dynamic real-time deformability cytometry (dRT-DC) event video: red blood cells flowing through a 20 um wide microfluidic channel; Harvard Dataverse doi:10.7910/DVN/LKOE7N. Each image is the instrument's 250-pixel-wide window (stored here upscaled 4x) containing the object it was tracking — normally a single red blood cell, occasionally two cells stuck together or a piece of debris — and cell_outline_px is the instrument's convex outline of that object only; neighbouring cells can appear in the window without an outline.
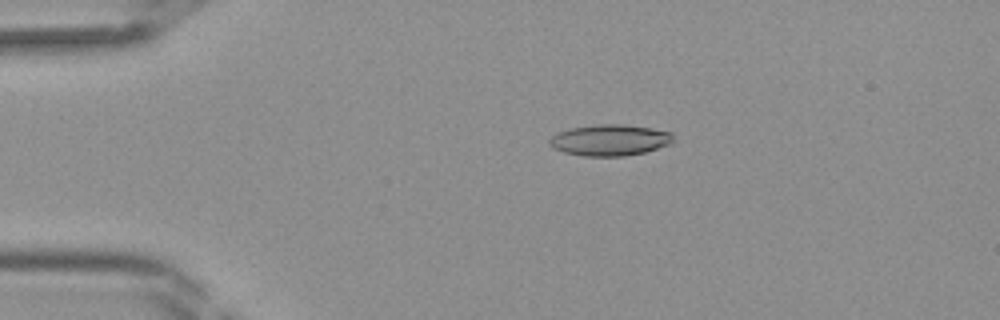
{"species": "Egyptian fruit bat (a non-hibernating species)", "species_latin": "Rousettus aegyptiacus", "temperature_condition": "room temperature", "stored_images_in_passage": 40, "camera_frame_rate_fps": 3000, "um_per_image_px": 0.085, "frame": {"image": 1, "passage_image": 7, "time_ms": 2.0, "image_size_px": [1000, 320], "cell_outline_px": [[672, 144], [644, 152], [624, 156], [584, 156], [564, 152], [552, 148], [548, 144], [548, 140], [556, 132], [572, 128], [596, 124], [624, 124], [652, 128], [672, 132]], "centroid_in_image_um": [51.82, 11.9], "position_along_channel_um": 33.2, "area_um2": 22.66}}
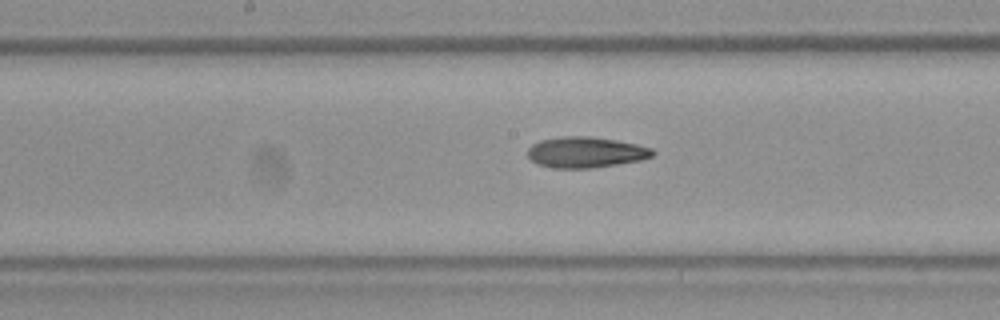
{"frame": {"image": 2, "passage_image": 20, "time_ms": 6.333, "image_size_px": [1000, 320], "cell_outline_px": [[656, 152], [652, 156], [640, 160], [616, 164], [588, 168], [552, 168], [536, 164], [528, 156], [528, 148], [532, 144], [540, 140], [564, 136], [588, 136], [616, 140], [636, 144], [652, 148]], "centroid_in_image_um": [49.76, 12.94], "position_along_channel_um": 198.4, "area_um2": 22.37}}
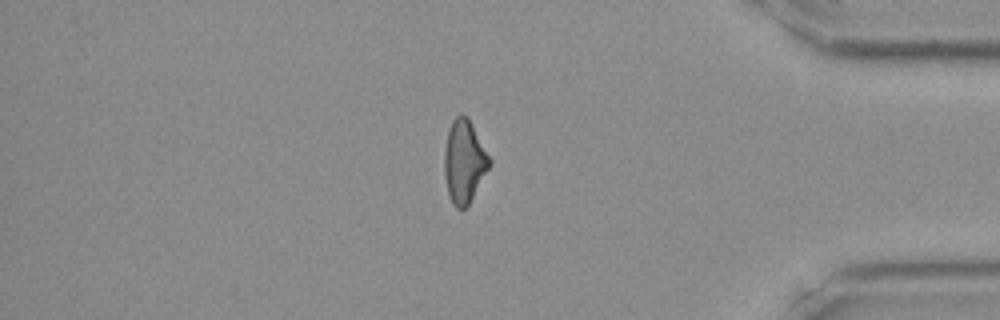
{"frame": {"image": 3, "passage_image": 34, "time_ms": 11.0, "image_size_px": [1000, 320], "cell_outline_px": [[492, 164], [468, 204], [464, 208], [456, 208], [452, 204], [448, 192], [444, 172], [444, 152], [448, 132], [452, 120], [460, 112], [468, 116], [492, 160]], "centroid_in_image_um": [39.47, 13.69], "position_along_channel_um": 395.7, "area_um2": 21.85}}